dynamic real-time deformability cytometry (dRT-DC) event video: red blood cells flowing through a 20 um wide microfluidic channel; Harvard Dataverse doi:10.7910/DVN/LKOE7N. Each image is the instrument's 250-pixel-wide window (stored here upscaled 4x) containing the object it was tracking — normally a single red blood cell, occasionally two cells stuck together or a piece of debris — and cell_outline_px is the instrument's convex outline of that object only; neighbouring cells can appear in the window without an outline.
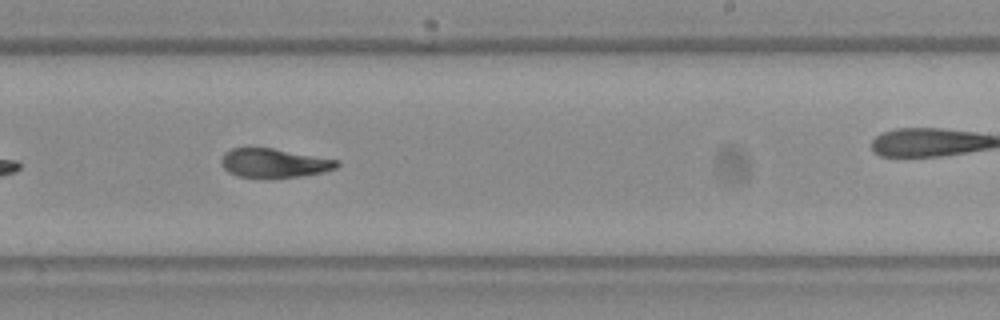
{"species": "Egyptian fruit bat (a non-hibernating species)", "species_latin": "Rousettus aegyptiacus", "temperature_condition": "warm", "stored_images_in_passage": 24, "camera_frame_rate_fps": 3000, "um_per_image_px": 0.085, "frame": {"image": 1, "passage_image": 17, "time_ms": 5.333, "image_size_px": [1000, 320], "cell_outline_px": [[340, 164], [336, 168], [324, 172], [300, 176], [236, 176], [228, 172], [220, 164], [220, 160], [224, 152], [232, 148], [272, 148], [340, 160]], "centroid_in_image_um": [23.3, 13.83], "position_along_channel_um": 265.7, "area_um2": 19.25}}